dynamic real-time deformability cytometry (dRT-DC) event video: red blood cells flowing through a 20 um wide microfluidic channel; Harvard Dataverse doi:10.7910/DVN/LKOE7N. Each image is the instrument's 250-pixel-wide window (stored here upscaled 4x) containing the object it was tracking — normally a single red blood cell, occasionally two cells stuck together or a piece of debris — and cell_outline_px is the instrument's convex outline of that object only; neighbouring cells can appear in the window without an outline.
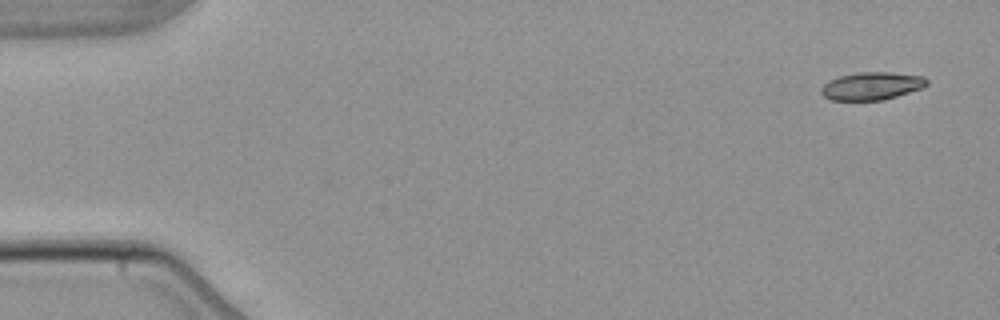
{"species": "common noctule bat (a hibernating species)", "species_latin": "Nyctalus noctula", "temperature_condition": "warm", "stored_images_in_passage": 6, "camera_frame_rate_fps": 3000, "um_per_image_px": 0.085, "animal": {"sex": "male", "body_mass_g": 21.5, "forearm_length_mm": 52.0}, "frame": {"image": 1, "passage_image": 1, "time_ms": 0.0, "image_size_px": [1000, 320], "cell_outline_px": [[928, 84], [924, 88], [884, 100], [832, 100], [824, 96], [820, 92], [820, 88], [824, 84], [840, 76], [860, 72], [892, 72], [924, 76], [928, 80]], "centroid_in_image_um": [74.15, 7.31], "position_along_channel_um": 10.9, "area_um2": 17.17}}
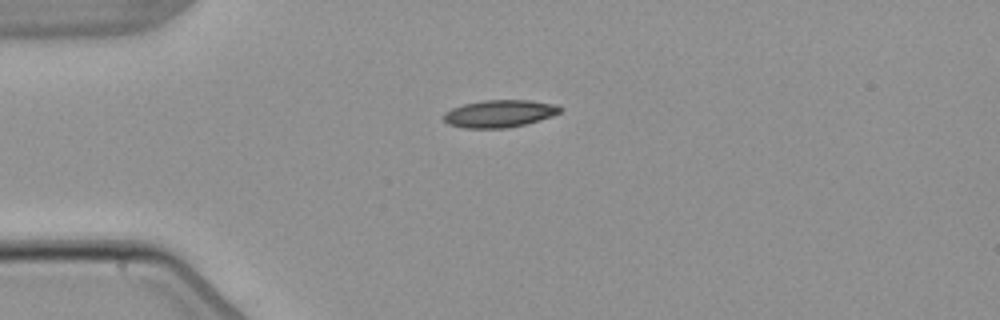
{"frame": {"image": 2, "passage_image": 4, "time_ms": 3.667, "image_size_px": [1000, 320], "cell_outline_px": [[564, 108], [560, 112], [552, 116], [540, 120], [524, 124], [504, 128], [464, 128], [448, 124], [444, 120], [444, 112], [452, 108], [464, 104], [484, 100], [528, 100], [556, 104]], "centroid_in_image_um": [42.47, 9.65], "position_along_channel_um": 42.5, "area_um2": 18.55}}